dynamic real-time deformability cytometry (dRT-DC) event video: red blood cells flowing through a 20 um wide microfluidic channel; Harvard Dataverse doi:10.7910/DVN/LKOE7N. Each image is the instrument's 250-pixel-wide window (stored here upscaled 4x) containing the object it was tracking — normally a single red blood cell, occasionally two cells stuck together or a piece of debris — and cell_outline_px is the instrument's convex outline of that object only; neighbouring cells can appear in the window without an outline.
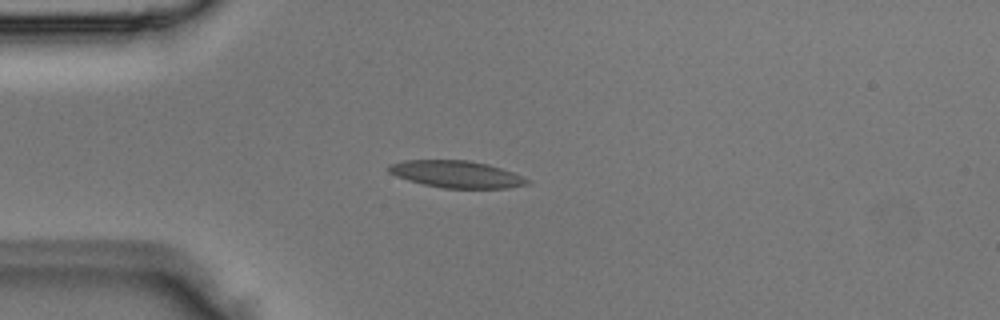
{"species": "Egyptian fruit bat (a non-hibernating species)", "species_latin": "Rousettus aegyptiacus", "temperature_condition": "room temperature", "stored_images_in_passage": 1, "camera_frame_rate_fps": 3000, "um_per_image_px": 0.085, "animal": {"sex": "male"}, "frame": {"image": 1, "passage_image": 1, "time_ms": 0.0, "image_size_px": [1000, 320], "cell_outline_px": [[532, 184], [508, 188], [444, 188], [424, 184], [408, 180], [396, 176], [388, 172], [384, 168], [388, 164], [404, 160], [468, 160], [488, 164], [512, 172], [532, 180]], "centroid_in_image_um": [38.79, 14.8], "position_along_channel_um": 46.2, "area_um2": 22.02}}